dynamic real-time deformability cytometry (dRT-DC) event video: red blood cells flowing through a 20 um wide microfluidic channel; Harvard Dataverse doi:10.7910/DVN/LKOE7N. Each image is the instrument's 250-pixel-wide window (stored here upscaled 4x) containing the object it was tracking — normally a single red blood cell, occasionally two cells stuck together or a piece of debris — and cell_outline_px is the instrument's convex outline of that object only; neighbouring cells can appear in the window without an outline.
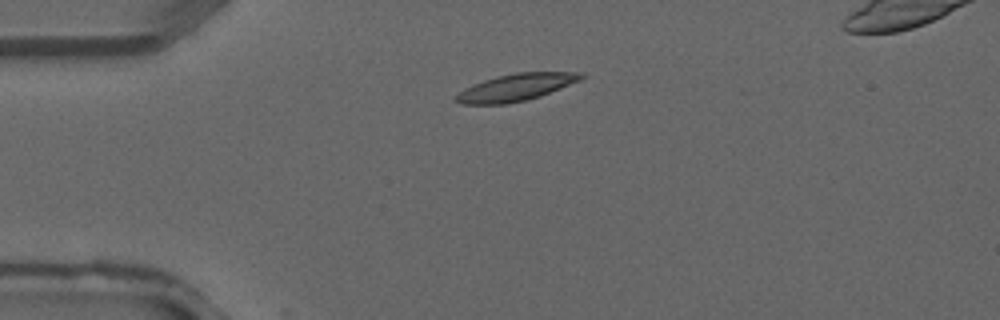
{"species": "common noctule bat (a hibernating species)", "species_latin": "Nyctalus noctula", "temperature_condition": "warm", "stored_images_in_passage": 2, "segment_of_instrument_passage": [1, 2], "camera_frame_rate_fps": 3000, "um_per_image_px": 0.085, "animal": {"sex": "male", "forearm_length_mm": 52.5}, "frame": {"image": 1, "passage_image": 1, "time_ms": 0.0, "image_size_px": [1000, 320], "cell_outline_px": [[588, 76], [580, 80], [540, 96], [508, 104], [460, 104], [452, 100], [452, 96], [464, 88], [472, 84], [484, 80], [516, 72], [576, 72]], "centroid_in_image_um": [43.78, 7.43], "position_along_channel_um": 41.2, "area_um2": 19.77}}